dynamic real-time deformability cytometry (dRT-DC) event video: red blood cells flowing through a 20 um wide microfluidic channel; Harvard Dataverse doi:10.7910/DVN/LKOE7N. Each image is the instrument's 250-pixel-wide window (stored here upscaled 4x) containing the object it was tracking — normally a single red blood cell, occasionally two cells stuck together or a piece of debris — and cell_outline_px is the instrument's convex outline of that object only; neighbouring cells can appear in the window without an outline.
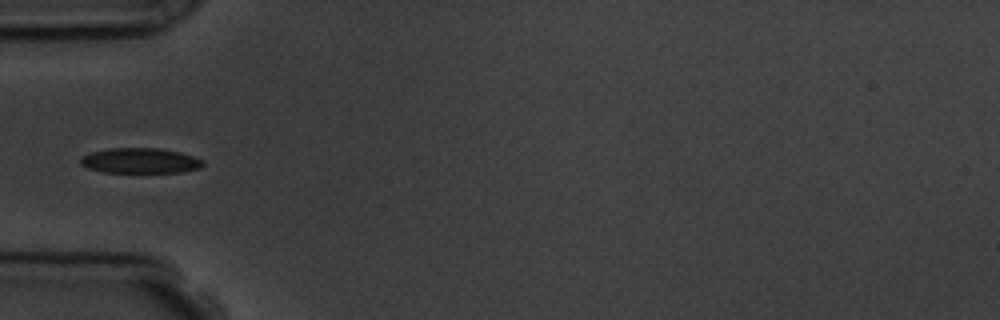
{"species": "common noctule bat (a hibernating species)", "species_latin": "Nyctalus noctula", "temperature_condition": "room temperature", "stored_images_in_passage": 8, "camera_frame_rate_fps": 3000, "um_per_image_px": 0.085, "animal": {"sex": "male", "body_mass_g": 19.5, "forearm_length_mm": 54.6}, "frame": {"image": 1, "passage_image": 5, "time_ms": 5.333, "image_size_px": [1000, 320], "cell_outline_px": [[204, 164], [200, 168], [184, 172], [104, 172], [88, 168], [80, 164], [80, 160], [84, 156], [92, 152], [108, 148], [160, 148], [180, 152], [204, 160]], "centroid_in_image_um": [11.95, 13.66], "position_along_channel_um": 73.1, "area_um2": 17.98}}
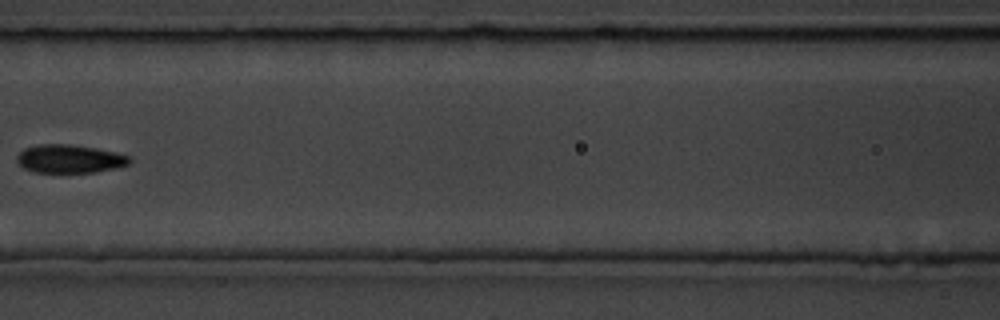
{"frame": {"image": 2, "passage_image": 7, "time_ms": 7.667, "image_size_px": [1000, 320], "cell_outline_px": [[132, 160], [128, 164], [116, 168], [96, 172], [36, 172], [24, 168], [16, 160], [16, 156], [24, 148], [40, 144], [68, 144], [96, 148], [116, 152], [132, 156]], "centroid_in_image_um": [5.95, 13.49], "position_along_channel_um": 160.7, "area_um2": 18.61}}